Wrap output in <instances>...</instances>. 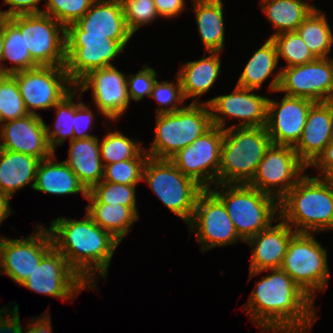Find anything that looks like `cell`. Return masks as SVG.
Here are the masks:
<instances>
[{
	"instance_id": "obj_1",
	"label": "cell",
	"mask_w": 333,
	"mask_h": 333,
	"mask_svg": "<svg viewBox=\"0 0 333 333\" xmlns=\"http://www.w3.org/2000/svg\"><path fill=\"white\" fill-rule=\"evenodd\" d=\"M268 271L269 274L256 281L243 307L249 319L264 332H310L318 318L315 302L283 269Z\"/></svg>"
},
{
	"instance_id": "obj_2",
	"label": "cell",
	"mask_w": 333,
	"mask_h": 333,
	"mask_svg": "<svg viewBox=\"0 0 333 333\" xmlns=\"http://www.w3.org/2000/svg\"><path fill=\"white\" fill-rule=\"evenodd\" d=\"M53 247L63 254L69 265L96 288V277L107 279L108 268L120 242L97 225L87 214L83 219L59 217L48 228Z\"/></svg>"
},
{
	"instance_id": "obj_3",
	"label": "cell",
	"mask_w": 333,
	"mask_h": 333,
	"mask_svg": "<svg viewBox=\"0 0 333 333\" xmlns=\"http://www.w3.org/2000/svg\"><path fill=\"white\" fill-rule=\"evenodd\" d=\"M279 211L296 233L333 231V179L305 173L279 201Z\"/></svg>"
},
{
	"instance_id": "obj_4",
	"label": "cell",
	"mask_w": 333,
	"mask_h": 333,
	"mask_svg": "<svg viewBox=\"0 0 333 333\" xmlns=\"http://www.w3.org/2000/svg\"><path fill=\"white\" fill-rule=\"evenodd\" d=\"M271 144L266 127L224 130L218 184H249Z\"/></svg>"
},
{
	"instance_id": "obj_5",
	"label": "cell",
	"mask_w": 333,
	"mask_h": 333,
	"mask_svg": "<svg viewBox=\"0 0 333 333\" xmlns=\"http://www.w3.org/2000/svg\"><path fill=\"white\" fill-rule=\"evenodd\" d=\"M214 187L210 190L225 205L237 234L244 242L280 217L279 201L249 184H216Z\"/></svg>"
},
{
	"instance_id": "obj_6",
	"label": "cell",
	"mask_w": 333,
	"mask_h": 333,
	"mask_svg": "<svg viewBox=\"0 0 333 333\" xmlns=\"http://www.w3.org/2000/svg\"><path fill=\"white\" fill-rule=\"evenodd\" d=\"M212 126L210 107L204 102H191L175 112L156 114L155 136L145 151L149 157L169 159Z\"/></svg>"
},
{
	"instance_id": "obj_7",
	"label": "cell",
	"mask_w": 333,
	"mask_h": 333,
	"mask_svg": "<svg viewBox=\"0 0 333 333\" xmlns=\"http://www.w3.org/2000/svg\"><path fill=\"white\" fill-rule=\"evenodd\" d=\"M142 181L172 213L187 225L191 222L198 195L204 190L194 179L184 175L169 159L149 157Z\"/></svg>"
},
{
	"instance_id": "obj_8",
	"label": "cell",
	"mask_w": 333,
	"mask_h": 333,
	"mask_svg": "<svg viewBox=\"0 0 333 333\" xmlns=\"http://www.w3.org/2000/svg\"><path fill=\"white\" fill-rule=\"evenodd\" d=\"M315 235L296 233L280 266L314 302L316 292L325 291L330 278L327 249Z\"/></svg>"
},
{
	"instance_id": "obj_9",
	"label": "cell",
	"mask_w": 333,
	"mask_h": 333,
	"mask_svg": "<svg viewBox=\"0 0 333 333\" xmlns=\"http://www.w3.org/2000/svg\"><path fill=\"white\" fill-rule=\"evenodd\" d=\"M24 34L25 46L39 66L64 67L66 61V28L45 13L20 14L10 17Z\"/></svg>"
},
{
	"instance_id": "obj_10",
	"label": "cell",
	"mask_w": 333,
	"mask_h": 333,
	"mask_svg": "<svg viewBox=\"0 0 333 333\" xmlns=\"http://www.w3.org/2000/svg\"><path fill=\"white\" fill-rule=\"evenodd\" d=\"M18 83L29 114L36 110H50L74 88L64 67L38 66L11 74Z\"/></svg>"
},
{
	"instance_id": "obj_11",
	"label": "cell",
	"mask_w": 333,
	"mask_h": 333,
	"mask_svg": "<svg viewBox=\"0 0 333 333\" xmlns=\"http://www.w3.org/2000/svg\"><path fill=\"white\" fill-rule=\"evenodd\" d=\"M65 41L64 68L74 84L94 69L113 66V59L129 42L115 41L109 35H66Z\"/></svg>"
},
{
	"instance_id": "obj_12",
	"label": "cell",
	"mask_w": 333,
	"mask_h": 333,
	"mask_svg": "<svg viewBox=\"0 0 333 333\" xmlns=\"http://www.w3.org/2000/svg\"><path fill=\"white\" fill-rule=\"evenodd\" d=\"M307 168L292 146L271 144L249 185L280 201Z\"/></svg>"
},
{
	"instance_id": "obj_13",
	"label": "cell",
	"mask_w": 333,
	"mask_h": 333,
	"mask_svg": "<svg viewBox=\"0 0 333 333\" xmlns=\"http://www.w3.org/2000/svg\"><path fill=\"white\" fill-rule=\"evenodd\" d=\"M224 130L212 126L190 145L177 151L169 160L204 189L218 184Z\"/></svg>"
},
{
	"instance_id": "obj_14",
	"label": "cell",
	"mask_w": 333,
	"mask_h": 333,
	"mask_svg": "<svg viewBox=\"0 0 333 333\" xmlns=\"http://www.w3.org/2000/svg\"><path fill=\"white\" fill-rule=\"evenodd\" d=\"M191 232L196 231V240L201 252L229 246L240 240L223 202L210 190L204 189L197 198L194 214L188 224Z\"/></svg>"
},
{
	"instance_id": "obj_15",
	"label": "cell",
	"mask_w": 333,
	"mask_h": 333,
	"mask_svg": "<svg viewBox=\"0 0 333 333\" xmlns=\"http://www.w3.org/2000/svg\"><path fill=\"white\" fill-rule=\"evenodd\" d=\"M44 224H38L34 233L21 239L0 236V275L6 274L21 285L53 248L51 234Z\"/></svg>"
},
{
	"instance_id": "obj_16",
	"label": "cell",
	"mask_w": 333,
	"mask_h": 333,
	"mask_svg": "<svg viewBox=\"0 0 333 333\" xmlns=\"http://www.w3.org/2000/svg\"><path fill=\"white\" fill-rule=\"evenodd\" d=\"M21 286L38 294L60 298L62 301H72L83 289H92L69 265L65 256L54 247L41 259Z\"/></svg>"
},
{
	"instance_id": "obj_17",
	"label": "cell",
	"mask_w": 333,
	"mask_h": 333,
	"mask_svg": "<svg viewBox=\"0 0 333 333\" xmlns=\"http://www.w3.org/2000/svg\"><path fill=\"white\" fill-rule=\"evenodd\" d=\"M75 88L82 94L91 89L98 114L113 122L121 119L131 103L127 75L115 66L90 71L75 84Z\"/></svg>"
},
{
	"instance_id": "obj_18",
	"label": "cell",
	"mask_w": 333,
	"mask_h": 333,
	"mask_svg": "<svg viewBox=\"0 0 333 333\" xmlns=\"http://www.w3.org/2000/svg\"><path fill=\"white\" fill-rule=\"evenodd\" d=\"M330 57L317 58L303 65L282 66L277 92L314 102L333 101V61Z\"/></svg>"
},
{
	"instance_id": "obj_19",
	"label": "cell",
	"mask_w": 333,
	"mask_h": 333,
	"mask_svg": "<svg viewBox=\"0 0 333 333\" xmlns=\"http://www.w3.org/2000/svg\"><path fill=\"white\" fill-rule=\"evenodd\" d=\"M255 91L236 85L232 93L204 101L210 107L212 124L226 130V118H236L241 122L230 127H266L269 98Z\"/></svg>"
},
{
	"instance_id": "obj_20",
	"label": "cell",
	"mask_w": 333,
	"mask_h": 333,
	"mask_svg": "<svg viewBox=\"0 0 333 333\" xmlns=\"http://www.w3.org/2000/svg\"><path fill=\"white\" fill-rule=\"evenodd\" d=\"M313 100L284 95L282 100L268 99L266 129L272 144L294 147L302 136Z\"/></svg>"
},
{
	"instance_id": "obj_21",
	"label": "cell",
	"mask_w": 333,
	"mask_h": 333,
	"mask_svg": "<svg viewBox=\"0 0 333 333\" xmlns=\"http://www.w3.org/2000/svg\"><path fill=\"white\" fill-rule=\"evenodd\" d=\"M45 121L40 115L28 114L4 122L0 128V149L36 156L40 160L54 154L45 132Z\"/></svg>"
},
{
	"instance_id": "obj_22",
	"label": "cell",
	"mask_w": 333,
	"mask_h": 333,
	"mask_svg": "<svg viewBox=\"0 0 333 333\" xmlns=\"http://www.w3.org/2000/svg\"><path fill=\"white\" fill-rule=\"evenodd\" d=\"M66 35H109L115 41H129L133 36L120 0H95L76 23L66 27Z\"/></svg>"
},
{
	"instance_id": "obj_23",
	"label": "cell",
	"mask_w": 333,
	"mask_h": 333,
	"mask_svg": "<svg viewBox=\"0 0 333 333\" xmlns=\"http://www.w3.org/2000/svg\"><path fill=\"white\" fill-rule=\"evenodd\" d=\"M278 221L276 225L271 224L245 241L252 249L249 279L268 269L280 268L288 244L296 232L281 217Z\"/></svg>"
},
{
	"instance_id": "obj_24",
	"label": "cell",
	"mask_w": 333,
	"mask_h": 333,
	"mask_svg": "<svg viewBox=\"0 0 333 333\" xmlns=\"http://www.w3.org/2000/svg\"><path fill=\"white\" fill-rule=\"evenodd\" d=\"M333 139V101L314 102L305 127L293 147L299 159L309 167Z\"/></svg>"
},
{
	"instance_id": "obj_25",
	"label": "cell",
	"mask_w": 333,
	"mask_h": 333,
	"mask_svg": "<svg viewBox=\"0 0 333 333\" xmlns=\"http://www.w3.org/2000/svg\"><path fill=\"white\" fill-rule=\"evenodd\" d=\"M33 189L51 195L82 194L84 200L88 190L77 175L64 162L56 160L55 153L39 162Z\"/></svg>"
},
{
	"instance_id": "obj_26",
	"label": "cell",
	"mask_w": 333,
	"mask_h": 333,
	"mask_svg": "<svg viewBox=\"0 0 333 333\" xmlns=\"http://www.w3.org/2000/svg\"><path fill=\"white\" fill-rule=\"evenodd\" d=\"M69 143L68 158L64 162L89 191L92 187L99 184L104 176L99 137L73 139Z\"/></svg>"
},
{
	"instance_id": "obj_27",
	"label": "cell",
	"mask_w": 333,
	"mask_h": 333,
	"mask_svg": "<svg viewBox=\"0 0 333 333\" xmlns=\"http://www.w3.org/2000/svg\"><path fill=\"white\" fill-rule=\"evenodd\" d=\"M197 61H188L179 69L177 75L185 99H194L192 103H200V96L208 92L215 84L221 70L220 52H207Z\"/></svg>"
},
{
	"instance_id": "obj_28",
	"label": "cell",
	"mask_w": 333,
	"mask_h": 333,
	"mask_svg": "<svg viewBox=\"0 0 333 333\" xmlns=\"http://www.w3.org/2000/svg\"><path fill=\"white\" fill-rule=\"evenodd\" d=\"M277 49L271 38H268L262 46L254 51L253 56L248 60L243 72L237 80L238 86L259 90L263 83L271 76H274L269 83L268 90L272 93L277 92L281 70L275 74L274 70L279 64Z\"/></svg>"
},
{
	"instance_id": "obj_29",
	"label": "cell",
	"mask_w": 333,
	"mask_h": 333,
	"mask_svg": "<svg viewBox=\"0 0 333 333\" xmlns=\"http://www.w3.org/2000/svg\"><path fill=\"white\" fill-rule=\"evenodd\" d=\"M40 161L36 156L0 149V189L11 197L31 182L33 189Z\"/></svg>"
},
{
	"instance_id": "obj_30",
	"label": "cell",
	"mask_w": 333,
	"mask_h": 333,
	"mask_svg": "<svg viewBox=\"0 0 333 333\" xmlns=\"http://www.w3.org/2000/svg\"><path fill=\"white\" fill-rule=\"evenodd\" d=\"M200 39L206 52H222L225 28L222 0H192Z\"/></svg>"
},
{
	"instance_id": "obj_31",
	"label": "cell",
	"mask_w": 333,
	"mask_h": 333,
	"mask_svg": "<svg viewBox=\"0 0 333 333\" xmlns=\"http://www.w3.org/2000/svg\"><path fill=\"white\" fill-rule=\"evenodd\" d=\"M307 1L310 0H267L262 2L261 10L276 29L271 36L296 31L297 27L315 8Z\"/></svg>"
},
{
	"instance_id": "obj_32",
	"label": "cell",
	"mask_w": 333,
	"mask_h": 333,
	"mask_svg": "<svg viewBox=\"0 0 333 333\" xmlns=\"http://www.w3.org/2000/svg\"><path fill=\"white\" fill-rule=\"evenodd\" d=\"M87 215L120 243L140 218L130 207L121 204L89 203Z\"/></svg>"
},
{
	"instance_id": "obj_33",
	"label": "cell",
	"mask_w": 333,
	"mask_h": 333,
	"mask_svg": "<svg viewBox=\"0 0 333 333\" xmlns=\"http://www.w3.org/2000/svg\"><path fill=\"white\" fill-rule=\"evenodd\" d=\"M5 60L15 64L12 67L4 64ZM39 65L31 58L25 46L24 34L20 27L7 17L3 22V55L1 60V74H13L22 70H29Z\"/></svg>"
},
{
	"instance_id": "obj_34",
	"label": "cell",
	"mask_w": 333,
	"mask_h": 333,
	"mask_svg": "<svg viewBox=\"0 0 333 333\" xmlns=\"http://www.w3.org/2000/svg\"><path fill=\"white\" fill-rule=\"evenodd\" d=\"M322 12L315 7L297 27L296 32L317 58H328L333 46V32L325 12Z\"/></svg>"
},
{
	"instance_id": "obj_35",
	"label": "cell",
	"mask_w": 333,
	"mask_h": 333,
	"mask_svg": "<svg viewBox=\"0 0 333 333\" xmlns=\"http://www.w3.org/2000/svg\"><path fill=\"white\" fill-rule=\"evenodd\" d=\"M81 97L82 93L74 88L52 108L56 112V120L53 124L54 128L46 123L44 124L48 143L54 153L56 148L61 146L68 138L69 142L74 139V113L83 102L76 103L73 102V99L76 98L81 100Z\"/></svg>"
},
{
	"instance_id": "obj_36",
	"label": "cell",
	"mask_w": 333,
	"mask_h": 333,
	"mask_svg": "<svg viewBox=\"0 0 333 333\" xmlns=\"http://www.w3.org/2000/svg\"><path fill=\"white\" fill-rule=\"evenodd\" d=\"M111 131L105 135L101 143L99 139L103 166L133 158H149L140 141L130 139L120 131Z\"/></svg>"
},
{
	"instance_id": "obj_37",
	"label": "cell",
	"mask_w": 333,
	"mask_h": 333,
	"mask_svg": "<svg viewBox=\"0 0 333 333\" xmlns=\"http://www.w3.org/2000/svg\"><path fill=\"white\" fill-rule=\"evenodd\" d=\"M136 185L117 184L101 181L88 191L89 203L121 204L130 207L138 216Z\"/></svg>"
},
{
	"instance_id": "obj_38",
	"label": "cell",
	"mask_w": 333,
	"mask_h": 333,
	"mask_svg": "<svg viewBox=\"0 0 333 333\" xmlns=\"http://www.w3.org/2000/svg\"><path fill=\"white\" fill-rule=\"evenodd\" d=\"M269 38L275 43L278 59L281 58L287 63L285 67L303 65L317 59L296 31Z\"/></svg>"
},
{
	"instance_id": "obj_39",
	"label": "cell",
	"mask_w": 333,
	"mask_h": 333,
	"mask_svg": "<svg viewBox=\"0 0 333 333\" xmlns=\"http://www.w3.org/2000/svg\"><path fill=\"white\" fill-rule=\"evenodd\" d=\"M28 114L17 80L11 74H0V118L3 123Z\"/></svg>"
},
{
	"instance_id": "obj_40",
	"label": "cell",
	"mask_w": 333,
	"mask_h": 333,
	"mask_svg": "<svg viewBox=\"0 0 333 333\" xmlns=\"http://www.w3.org/2000/svg\"><path fill=\"white\" fill-rule=\"evenodd\" d=\"M10 305L12 304L0 309V333H24L23 330L26 331L25 333H53L51 317L48 312L45 311L40 317H33L32 320L30 318L26 325L28 327L23 329L20 322L19 306L15 302L14 308L9 311L7 308Z\"/></svg>"
},
{
	"instance_id": "obj_41",
	"label": "cell",
	"mask_w": 333,
	"mask_h": 333,
	"mask_svg": "<svg viewBox=\"0 0 333 333\" xmlns=\"http://www.w3.org/2000/svg\"><path fill=\"white\" fill-rule=\"evenodd\" d=\"M173 82L167 80L159 82L157 79L153 84L150 98L157 101L159 106L156 108V114L171 113L184 108L185 97L181 87V81L178 75H176Z\"/></svg>"
},
{
	"instance_id": "obj_42",
	"label": "cell",
	"mask_w": 333,
	"mask_h": 333,
	"mask_svg": "<svg viewBox=\"0 0 333 333\" xmlns=\"http://www.w3.org/2000/svg\"><path fill=\"white\" fill-rule=\"evenodd\" d=\"M148 158H133L104 166L102 181L137 185L142 182L143 170Z\"/></svg>"
},
{
	"instance_id": "obj_43",
	"label": "cell",
	"mask_w": 333,
	"mask_h": 333,
	"mask_svg": "<svg viewBox=\"0 0 333 333\" xmlns=\"http://www.w3.org/2000/svg\"><path fill=\"white\" fill-rule=\"evenodd\" d=\"M95 0H46L43 13L48 14L65 28L76 23L92 6Z\"/></svg>"
},
{
	"instance_id": "obj_44",
	"label": "cell",
	"mask_w": 333,
	"mask_h": 333,
	"mask_svg": "<svg viewBox=\"0 0 333 333\" xmlns=\"http://www.w3.org/2000/svg\"><path fill=\"white\" fill-rule=\"evenodd\" d=\"M120 3L127 27L132 34L160 17L153 0H120Z\"/></svg>"
},
{
	"instance_id": "obj_45",
	"label": "cell",
	"mask_w": 333,
	"mask_h": 333,
	"mask_svg": "<svg viewBox=\"0 0 333 333\" xmlns=\"http://www.w3.org/2000/svg\"><path fill=\"white\" fill-rule=\"evenodd\" d=\"M157 74L152 67L147 64L135 74L127 76V88L130 100L141 101L144 96L150 97L153 84L157 79Z\"/></svg>"
},
{
	"instance_id": "obj_46",
	"label": "cell",
	"mask_w": 333,
	"mask_h": 333,
	"mask_svg": "<svg viewBox=\"0 0 333 333\" xmlns=\"http://www.w3.org/2000/svg\"><path fill=\"white\" fill-rule=\"evenodd\" d=\"M94 113L88 105L82 103L74 113V139H85L89 137H95L91 135L87 130H91L94 122Z\"/></svg>"
},
{
	"instance_id": "obj_47",
	"label": "cell",
	"mask_w": 333,
	"mask_h": 333,
	"mask_svg": "<svg viewBox=\"0 0 333 333\" xmlns=\"http://www.w3.org/2000/svg\"><path fill=\"white\" fill-rule=\"evenodd\" d=\"M42 0H3V3L9 5L8 10H3L6 17H11L20 14L43 13V10L38 7Z\"/></svg>"
},
{
	"instance_id": "obj_48",
	"label": "cell",
	"mask_w": 333,
	"mask_h": 333,
	"mask_svg": "<svg viewBox=\"0 0 333 333\" xmlns=\"http://www.w3.org/2000/svg\"><path fill=\"white\" fill-rule=\"evenodd\" d=\"M312 166L319 171L320 175L316 176L333 179V139L327 144L323 152L309 167Z\"/></svg>"
},
{
	"instance_id": "obj_49",
	"label": "cell",
	"mask_w": 333,
	"mask_h": 333,
	"mask_svg": "<svg viewBox=\"0 0 333 333\" xmlns=\"http://www.w3.org/2000/svg\"><path fill=\"white\" fill-rule=\"evenodd\" d=\"M160 17L176 18L186 9L185 0H153Z\"/></svg>"
},
{
	"instance_id": "obj_50",
	"label": "cell",
	"mask_w": 333,
	"mask_h": 333,
	"mask_svg": "<svg viewBox=\"0 0 333 333\" xmlns=\"http://www.w3.org/2000/svg\"><path fill=\"white\" fill-rule=\"evenodd\" d=\"M12 197L7 195L3 190L0 189V225L14 212L10 208V199Z\"/></svg>"
},
{
	"instance_id": "obj_51",
	"label": "cell",
	"mask_w": 333,
	"mask_h": 333,
	"mask_svg": "<svg viewBox=\"0 0 333 333\" xmlns=\"http://www.w3.org/2000/svg\"><path fill=\"white\" fill-rule=\"evenodd\" d=\"M3 55V24L0 28V74H1V60Z\"/></svg>"
},
{
	"instance_id": "obj_52",
	"label": "cell",
	"mask_w": 333,
	"mask_h": 333,
	"mask_svg": "<svg viewBox=\"0 0 333 333\" xmlns=\"http://www.w3.org/2000/svg\"><path fill=\"white\" fill-rule=\"evenodd\" d=\"M6 18L7 17L5 16L4 12L0 10V28L2 27V24Z\"/></svg>"
},
{
	"instance_id": "obj_53",
	"label": "cell",
	"mask_w": 333,
	"mask_h": 333,
	"mask_svg": "<svg viewBox=\"0 0 333 333\" xmlns=\"http://www.w3.org/2000/svg\"><path fill=\"white\" fill-rule=\"evenodd\" d=\"M2 124H3V121H2L1 118H0V126H2Z\"/></svg>"
}]
</instances>
